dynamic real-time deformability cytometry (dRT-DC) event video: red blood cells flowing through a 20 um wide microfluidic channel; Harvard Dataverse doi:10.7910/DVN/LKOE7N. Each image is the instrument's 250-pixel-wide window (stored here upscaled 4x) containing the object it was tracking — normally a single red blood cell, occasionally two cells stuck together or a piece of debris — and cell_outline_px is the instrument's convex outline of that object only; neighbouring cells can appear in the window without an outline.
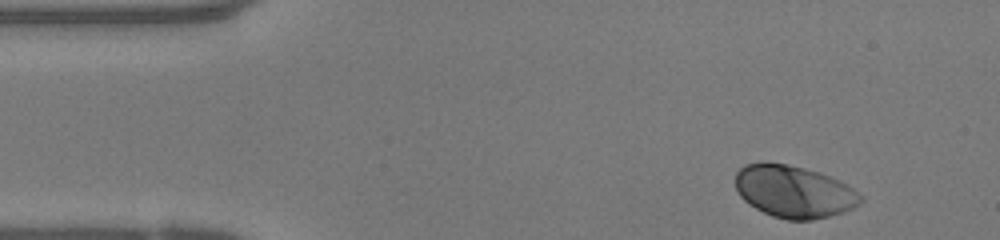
{"species": "human", "species_latin": "Homo sapiens", "temperature_condition": "warm", "stored_images_in_passage": 38, "camera_frame_rate_fps": 3000, "um_per_image_px": 0.085, "donor": {"sex": "female"}, "frame": {"image": 1, "passage_image": 1, "time_ms": 0.0, "image_size_px": [1000, 240], "cell_outline_px": [[864, 200], [860, 204], [844, 212], [812, 220], [788, 220], [772, 216], [748, 204], [736, 192], [736, 172], [744, 164], [788, 164], [820, 172], [840, 180], [864, 196]], "centroid_in_image_um": [67.52, 16.3], "position_along_channel_um": 17.5, "area_um2": 38.03}}
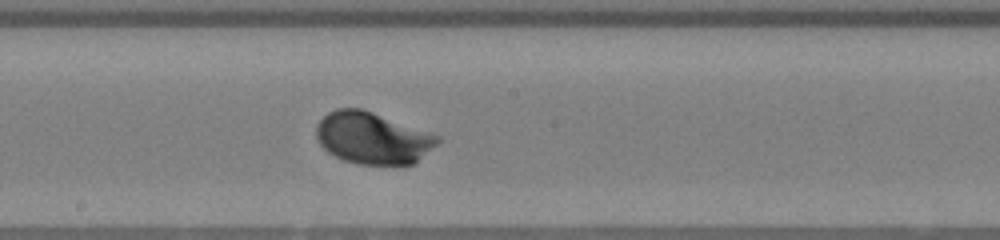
{"frame": {"image": 2, "passage_image": 22, "time_ms": 7.0, "image_size_px": [1000, 240], "cell_outline_px": [[440, 140], [436, 144], [412, 164], [360, 164], [344, 160], [328, 152], [316, 140], [316, 124], [328, 112], [336, 108], [360, 108], [372, 112], [440, 136]], "centroid_in_image_um": [31.61, 11.72], "position_along_channel_um": 216.6, "area_um2": 36.07}}
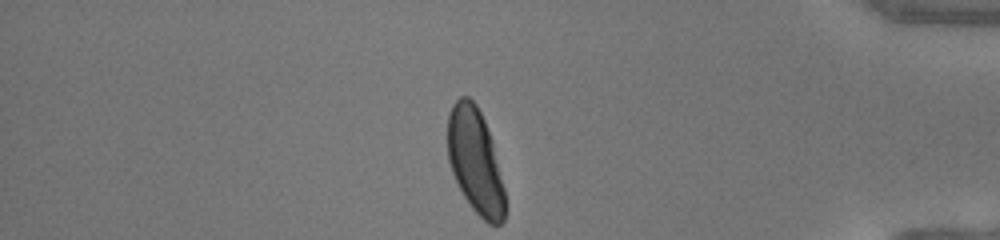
{"frame": {"image": 3, "passage_image": 38, "time_ms": 12.333, "image_size_px": [1000, 240], "cell_outline_px": [[504, 220], [500, 224], [488, 224], [472, 208], [464, 196], [452, 172], [448, 160], [448, 112], [452, 104], [460, 96], [468, 96], [476, 104], [484, 120], [492, 140], [504, 188]], "centroid_in_image_um": [40.38, 13.66], "position_along_channel_um": 394.8, "area_um2": 34.8}, "authors_computed_cell_mechanics": {"area_um2": 36.2117, "velocity_mm_per_s": 4.0471, "shape_relaxation_time_tau1_ms": 1.7697, "shape_relaxation_time_tau2_ms": null, "deformation_change_tau1": 0.1481, "deformation_change_tau2": null}}